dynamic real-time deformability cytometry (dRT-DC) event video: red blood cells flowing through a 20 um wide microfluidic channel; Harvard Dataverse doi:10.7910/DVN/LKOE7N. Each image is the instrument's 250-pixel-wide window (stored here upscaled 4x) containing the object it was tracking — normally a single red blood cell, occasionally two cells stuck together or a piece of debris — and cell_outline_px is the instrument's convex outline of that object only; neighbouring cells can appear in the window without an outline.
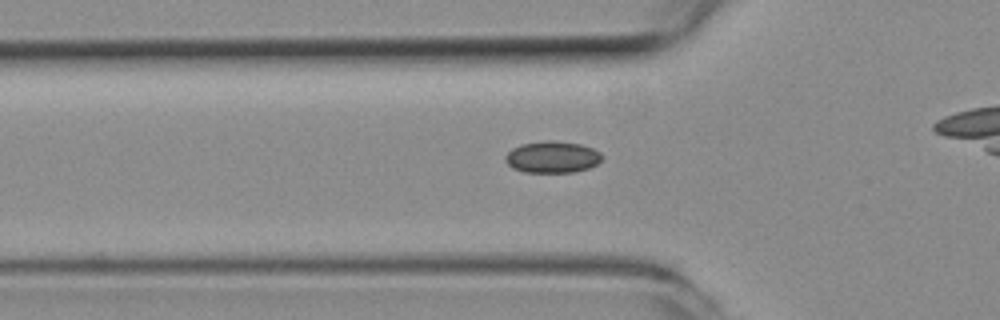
{"species": "common noctule bat (a hibernating species)", "species_latin": "Nyctalus noctula", "temperature_condition": "room temperature", "stored_images_in_passage": 41, "camera_frame_rate_fps": 3000, "um_per_image_px": 0.085, "animal": {"sex": "female", "body_mass_g": 19.3, "forearm_length_mm": 54.1}, "frame": {"image": 1, "passage_image": 16, "time_ms": 5.0, "image_size_px": [1000, 320], "cell_outline_px": [[604, 156], [596, 164], [588, 168], [572, 172], [524, 172], [512, 168], [504, 160], [504, 156], [512, 148], [520, 144], [552, 140], [580, 144], [592, 148], [600, 152]], "centroid_in_image_um": [46.92, 13.35], "position_along_channel_um": 78.9, "area_um2": 17.8}}
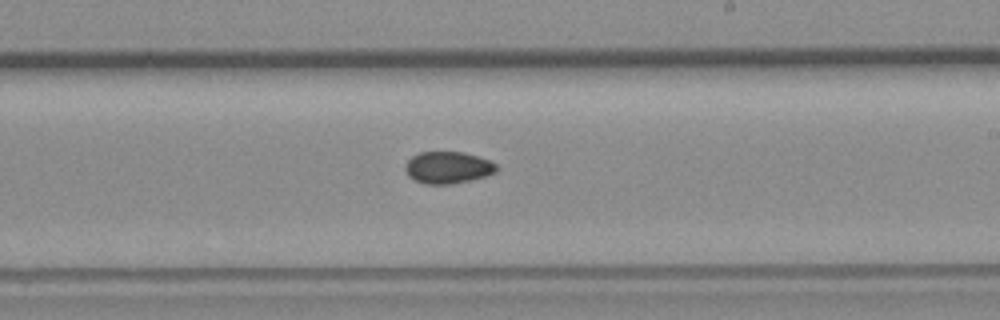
{"frame": {"image": 2, "passage_image": 29, "time_ms": 9.333, "image_size_px": [1000, 320], "cell_outline_px": [[496, 172], [472, 180], [452, 184], [424, 184], [408, 176], [404, 168], [404, 164], [412, 156], [420, 152], [464, 152], [488, 160], [496, 164]], "centroid_in_image_um": [38.03, 14.24], "position_along_channel_um": 251.0, "area_um2": 16.94}}
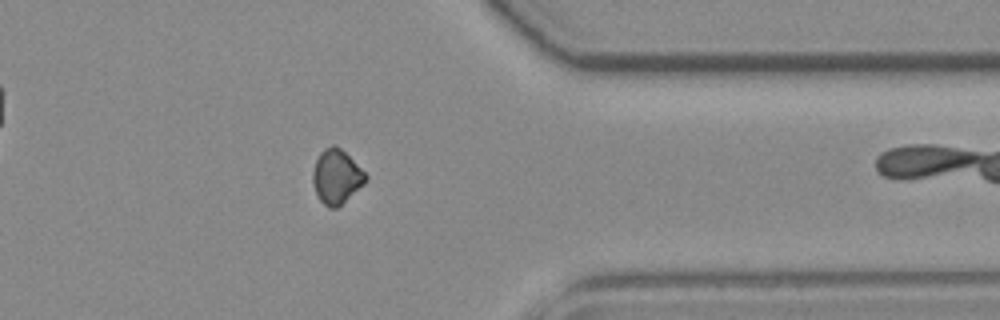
{"frame": {"image": 3, "passage_image": 40, "time_ms": 13.0, "image_size_px": [1000, 320], "cell_outline_px": [[368, 180], [364, 184], [336, 208], [328, 208], [320, 200], [316, 192], [312, 180], [312, 172], [316, 160], [320, 152], [324, 148], [332, 144], [336, 144], [368, 176]], "centroid_in_image_um": [28.58, 15.0], "position_along_channel_um": 382.8, "area_um2": 16.53}}